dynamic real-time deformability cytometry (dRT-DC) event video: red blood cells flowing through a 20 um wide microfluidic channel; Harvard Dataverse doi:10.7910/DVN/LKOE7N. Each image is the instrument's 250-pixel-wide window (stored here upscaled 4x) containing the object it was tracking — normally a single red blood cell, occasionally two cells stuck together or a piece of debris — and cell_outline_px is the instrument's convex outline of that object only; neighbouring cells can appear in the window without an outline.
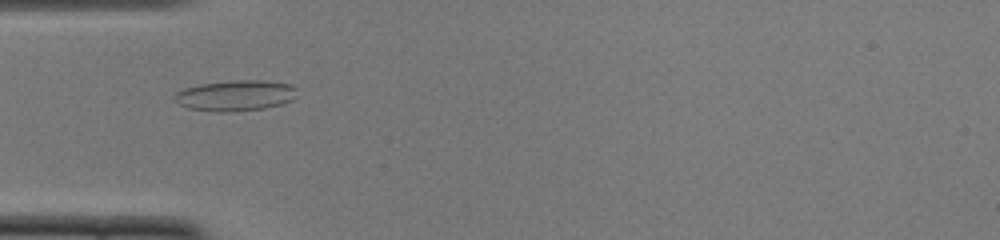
{"species": "common noctule bat (a hibernating species)", "species_latin": "Nyctalus noctula", "temperature_condition": "cold", "stored_images_in_passage": 49, "camera_frame_rate_fps": 3000, "um_per_image_px": 0.085, "animal": {"sex": "female", "body_mass_g": 22.0, "forearm_length_mm": 56.7}, "frame": {"image": 1, "passage_image": 14, "time_ms": 4.333, "image_size_px": [1000, 240], "cell_outline_px": [[296, 96], [292, 100], [284, 104], [264, 108], [228, 112], [216, 112], [188, 108], [172, 100], [172, 96], [176, 92], [184, 88], [200, 84], [236, 80], [264, 80], [292, 84], [296, 88]], "centroid_in_image_um": [20.01, 8.12], "position_along_channel_um": 65.0, "area_um2": 22.2}}
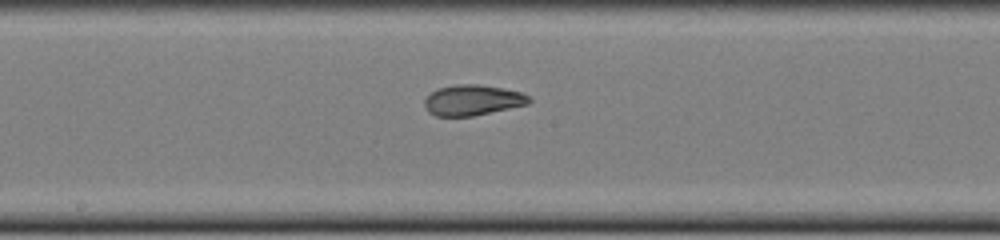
{"frame": {"image": 2, "passage_image": 25, "time_ms": 8.0, "image_size_px": [1000, 240], "cell_outline_px": [[532, 100], [528, 104], [472, 116], [436, 116], [428, 112], [424, 104], [424, 100], [436, 88], [456, 84], [476, 84], [504, 88], [524, 92]], "centroid_in_image_um": [40.17, 8.5], "position_along_channel_um": 208.0, "area_um2": 18.67}}
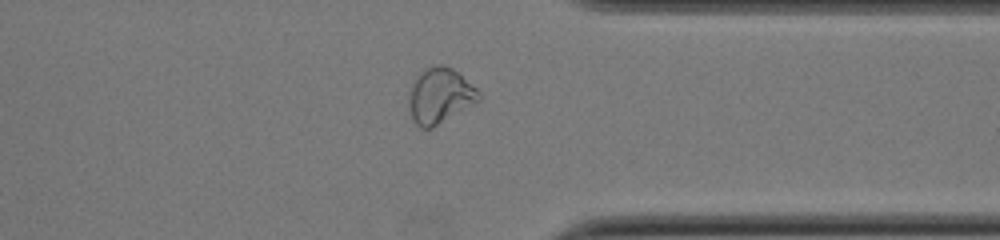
{"frame": {"image": 3, "passage_image": 38, "time_ms": 12.333, "image_size_px": [1000, 240], "cell_outline_px": [[480, 100], [476, 104], [432, 128], [420, 128], [412, 120], [408, 104], [408, 96], [416, 76], [428, 68], [436, 64], [444, 64], [452, 68], [476, 88], [480, 92]], "centroid_in_image_um": [37.4, 8.16], "position_along_channel_um": 374.0, "area_um2": 22.66}, "authors_computed_cell_mechanics": {"area_um2": 20.4612, "velocity_mm_per_s": 3.9076, "shape_relaxation_time_tau1_ms": null, "shape_relaxation_time_tau2_ms": 1.4887, "deformation_change_tau1": null, "deformation_change_tau2": 0.0712}}